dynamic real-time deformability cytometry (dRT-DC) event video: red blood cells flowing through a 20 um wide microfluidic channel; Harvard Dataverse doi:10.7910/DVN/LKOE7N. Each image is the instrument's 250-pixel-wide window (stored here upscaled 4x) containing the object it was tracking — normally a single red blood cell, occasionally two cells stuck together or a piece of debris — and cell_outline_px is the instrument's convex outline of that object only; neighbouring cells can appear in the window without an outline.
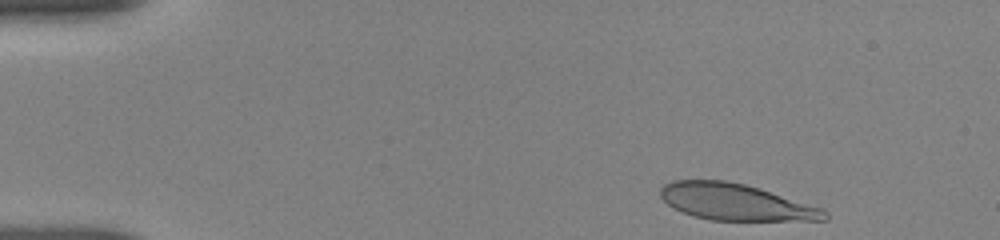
{"species": "human", "species_latin": "Homo sapiens", "temperature_condition": "room temperature", "stored_images_in_passage": 9, "camera_frame_rate_fps": 3000, "um_per_image_px": 0.085, "donor": {"sex": "female"}, "frame": {"image": 1, "passage_image": 1, "time_ms": 0.0, "image_size_px": [1000, 240], "cell_outline_px": [[828, 220], [708, 220], [692, 216], [672, 208], [660, 196], [660, 188], [664, 184], [672, 180], [724, 180], [744, 184], [760, 188], [820, 208], [828, 212]], "centroid_in_image_um": [62.47, 17.17], "position_along_channel_um": 22.5, "area_um2": 34.8}}
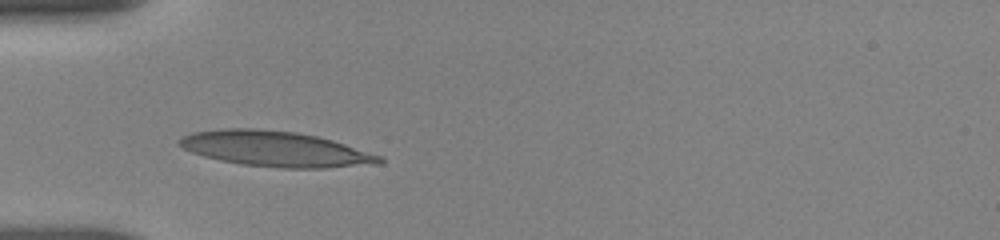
{"frame": {"image": 2, "passage_image": 7, "time_ms": 3.333, "image_size_px": [1000, 240], "cell_outline_px": [[384, 164], [324, 168], [284, 168], [240, 164], [220, 160], [204, 156], [192, 152], [176, 144], [176, 140], [180, 136], [192, 132], [220, 128], [256, 128], [296, 132], [316, 136], [332, 140], [380, 156], [384, 160]], "centroid_in_image_um": [23.36, 12.65], "position_along_channel_um": 61.6, "area_um2": 41.44}}
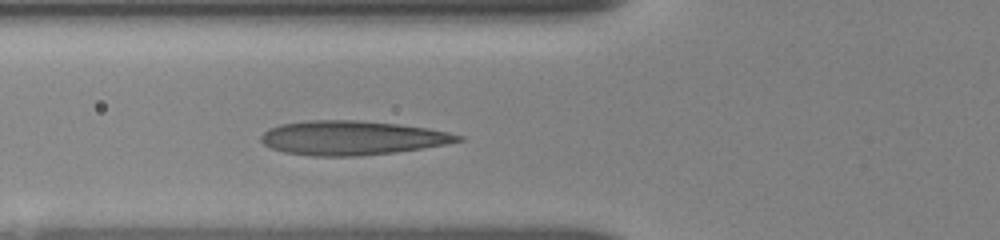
{"frame": {"image": 3, "passage_image": 9, "time_ms": 4.333, "image_size_px": [1000, 240], "cell_outline_px": [[464, 140], [448, 144], [396, 152], [360, 156], [312, 156], [284, 152], [272, 148], [264, 144], [260, 140], [260, 136], [268, 128], [280, 124], [308, 120], [356, 120], [400, 124], [428, 128], [448, 132], [464, 136]], "centroid_in_image_um": [29.93, 11.72], "position_along_channel_um": 95.9, "area_um2": 39.48}}